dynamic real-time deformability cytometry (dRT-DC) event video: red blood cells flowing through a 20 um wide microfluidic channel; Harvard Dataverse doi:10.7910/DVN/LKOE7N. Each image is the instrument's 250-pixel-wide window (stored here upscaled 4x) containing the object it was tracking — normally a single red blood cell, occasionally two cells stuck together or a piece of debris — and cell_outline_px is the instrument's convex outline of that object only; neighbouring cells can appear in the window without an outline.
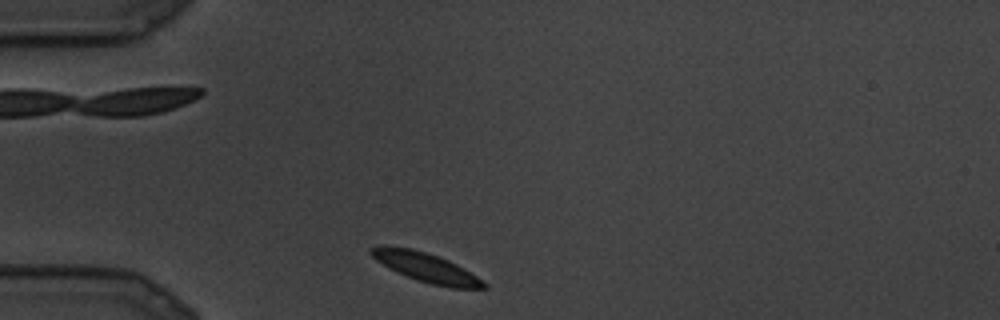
{"species": "common noctule bat (a hibernating species)", "species_latin": "Nyctalus noctula", "temperature_condition": "cold", "stored_images_in_passage": 2, "camera_frame_rate_fps": 3000, "um_per_image_px": 0.085, "animal": {"sex": "male", "body_mass_g": 19.5, "forearm_length_mm": 54.6}, "frame": {"image": 1, "passage_image": 2, "time_ms": 0.333, "image_size_px": [1000, 320], "cell_outline_px": [[488, 288], [452, 288], [432, 284], [396, 272], [388, 268], [376, 260], [368, 252], [368, 248], [380, 244], [388, 244], [412, 248], [448, 260], [464, 268], [488, 284]], "centroid_in_image_um": [36.14, 22.69], "position_along_channel_um": 48.9, "area_um2": 19.31}}